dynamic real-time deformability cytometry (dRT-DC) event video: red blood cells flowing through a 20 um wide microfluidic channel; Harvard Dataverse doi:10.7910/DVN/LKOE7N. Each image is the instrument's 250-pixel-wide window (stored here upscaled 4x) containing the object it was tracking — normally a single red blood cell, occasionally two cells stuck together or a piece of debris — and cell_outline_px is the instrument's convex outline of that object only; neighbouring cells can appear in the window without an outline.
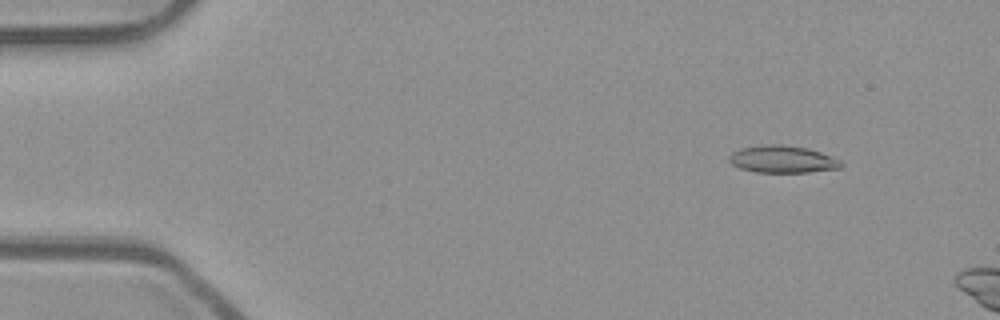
{"species": "common noctule bat (a hibernating species)", "species_latin": "Nyctalus noctula", "temperature_condition": "room temperature", "stored_images_in_passage": 9, "camera_frame_rate_fps": 3000, "um_per_image_px": 0.085, "animal": {"sex": "male", "body_mass_g": 23.1, "forearm_length_mm": 52.7}, "frame": {"image": 1, "passage_image": 4, "time_ms": 1.0, "image_size_px": [1000, 320], "cell_outline_px": [[844, 164], [840, 168], [808, 172], [756, 172], [740, 168], [732, 164], [728, 160], [728, 156], [732, 152], [740, 148], [760, 144], [780, 144], [808, 148], [820, 152], [840, 160]], "centroid_in_image_um": [66.48, 13.52], "position_along_channel_um": 18.5, "area_um2": 17.86}}